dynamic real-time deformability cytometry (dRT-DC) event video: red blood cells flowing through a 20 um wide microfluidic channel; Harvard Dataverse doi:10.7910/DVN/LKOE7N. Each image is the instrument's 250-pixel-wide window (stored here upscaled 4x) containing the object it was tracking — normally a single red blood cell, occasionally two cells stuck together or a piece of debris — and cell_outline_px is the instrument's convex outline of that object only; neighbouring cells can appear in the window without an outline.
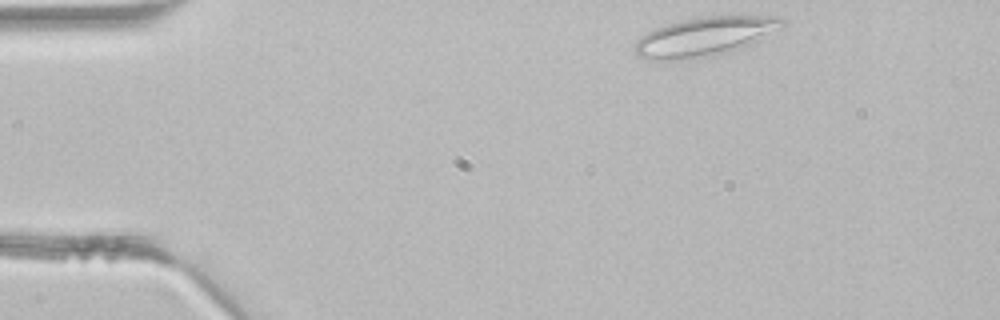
{"species": "common noctule bat (a hibernating species)", "species_latin": "Nyctalus noctula", "temperature_condition": "room temperature", "stored_images_in_passage": 38, "camera_frame_rate_fps": 3000, "um_per_image_px": 0.085, "animal": {"sex": "male", "body_mass_g": 21.5, "forearm_length_mm": 52.0}, "frame": {"image": 1, "passage_image": 1, "time_ms": 0.0, "image_size_px": [1000, 320], "cell_outline_px": [[788, 20], [780, 28], [740, 48], [672, 60], [652, 60], [636, 56], [632, 48], [636, 40], [640, 36], [656, 28], [668, 24], [684, 20], [704, 16], [776, 16]], "centroid_in_image_um": [59.83, 3.08], "position_along_channel_um": 25.2, "area_um2": 32.43}}
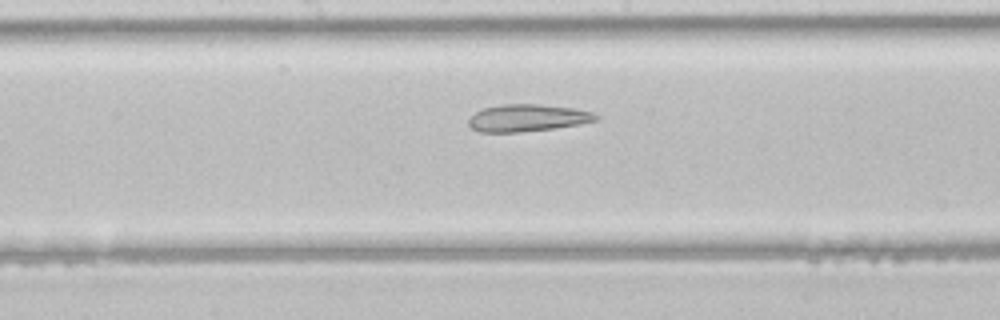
{"frame": {"image": 2, "passage_image": 17, "time_ms": 5.333, "image_size_px": [1000, 320], "cell_outline_px": [[600, 116], [596, 120], [580, 124], [552, 128], [520, 132], [480, 132], [472, 128], [468, 124], [468, 120], [476, 112], [484, 108], [504, 104], [540, 104], [572, 108], [592, 112]], "centroid_in_image_um": [44.83, 10.02], "position_along_channel_um": 203.4, "area_um2": 19.94}}
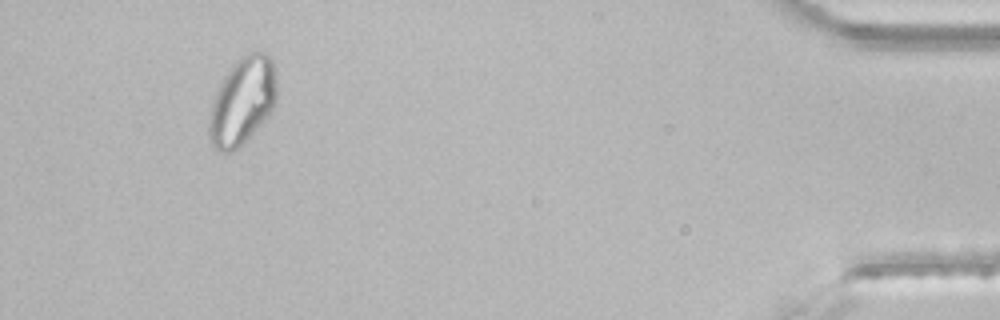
{"frame": {"image": 3, "passage_image": 35, "time_ms": 11.333, "image_size_px": [1000, 320], "cell_outline_px": [[276, 100], [268, 116], [244, 144], [240, 148], [232, 152], [220, 152], [212, 144], [208, 136], [208, 120], [212, 100], [224, 76], [236, 60], [240, 56], [248, 52], [264, 52], [272, 60], [276, 80]], "centroid_in_image_um": [20.58, 8.63], "position_along_channel_um": 414.6, "area_um2": 34.68}}